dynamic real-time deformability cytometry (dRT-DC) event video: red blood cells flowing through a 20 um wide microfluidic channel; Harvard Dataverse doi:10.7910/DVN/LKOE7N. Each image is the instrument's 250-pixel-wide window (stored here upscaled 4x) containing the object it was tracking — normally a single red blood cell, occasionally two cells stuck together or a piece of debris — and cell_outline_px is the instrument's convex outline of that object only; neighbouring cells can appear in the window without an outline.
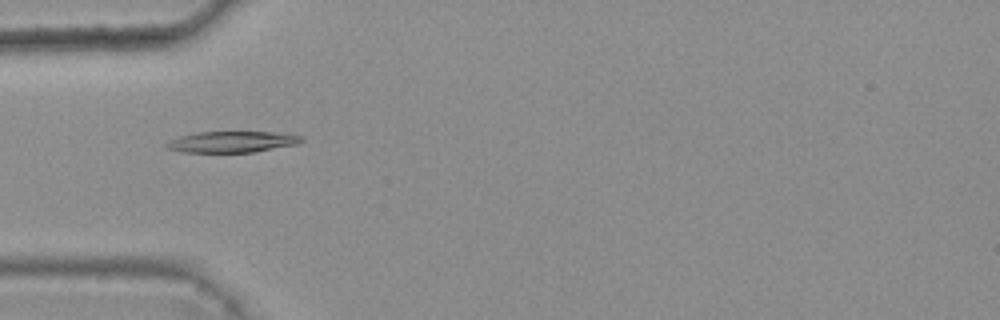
{"species": "common noctule bat (a hibernating species)", "species_latin": "Nyctalus noctula", "temperature_condition": "warm", "stored_images_in_passage": 3, "camera_frame_rate_fps": 3000, "um_per_image_px": 0.085, "animal": {"sex": "female", "body_mass_g": 25.1}, "frame": {"image": 1, "passage_image": 1, "time_ms": 0.0, "image_size_px": [1000, 320], "cell_outline_px": [[304, 140], [296, 144], [252, 152], [180, 152], [168, 148], [164, 144], [180, 136], [196, 132], [276, 132], [304, 136]], "centroid_in_image_um": [19.73, 12.05], "position_along_channel_um": 65.3, "area_um2": 16.47}}
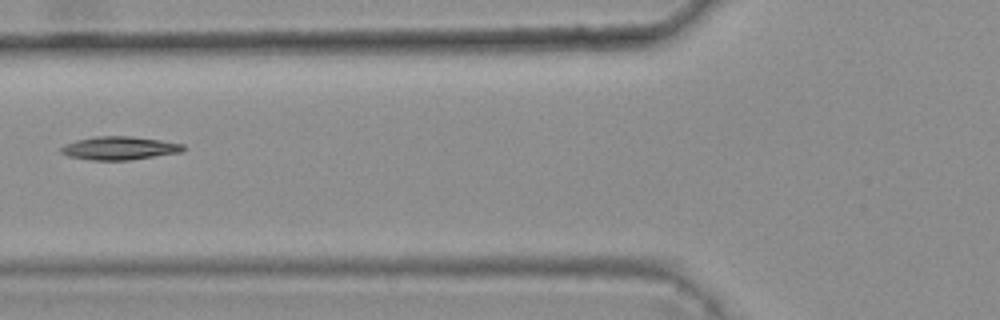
{"frame": {"image": 2, "passage_image": 2, "time_ms": 0.333, "image_size_px": [1000, 320], "cell_outline_px": [[184, 148], [180, 152], [128, 160], [88, 160], [68, 156], [60, 152], [60, 148], [64, 144], [76, 140], [96, 136], [132, 136], [160, 140], [184, 144]], "centroid_in_image_um": [10.1, 12.59], "position_along_channel_um": 115.7, "area_um2": 16.53}}
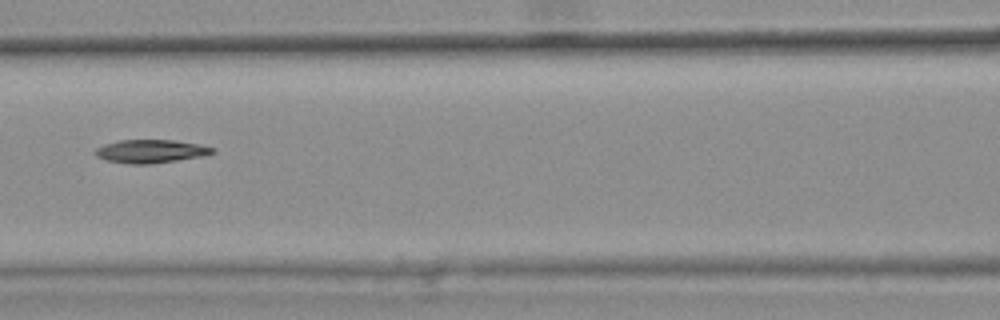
{"frame": {"image": 3, "passage_image": 3, "time_ms": 0.667, "image_size_px": [1000, 320], "cell_outline_px": [[216, 152], [204, 156], [148, 164], [132, 164], [104, 160], [96, 156], [92, 152], [96, 148], [104, 144], [120, 140], [172, 140], [200, 144], [216, 148]], "centroid_in_image_um": [12.81, 12.85], "position_along_channel_um": 153.8, "area_um2": 16.01}}